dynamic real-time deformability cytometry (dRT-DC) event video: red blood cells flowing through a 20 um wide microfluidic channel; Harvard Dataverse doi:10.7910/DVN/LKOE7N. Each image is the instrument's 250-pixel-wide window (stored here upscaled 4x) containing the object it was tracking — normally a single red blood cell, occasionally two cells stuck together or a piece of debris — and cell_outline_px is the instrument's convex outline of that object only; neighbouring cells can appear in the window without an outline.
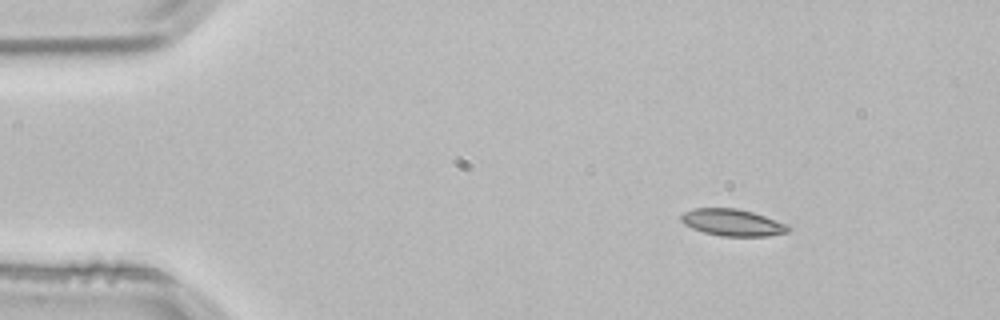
{"species": "common noctule bat (a hibernating species)", "species_latin": "Nyctalus noctula", "temperature_condition": "room temperature", "stored_images_in_passage": 2, "camera_frame_rate_fps": 3000, "um_per_image_px": 0.085, "animal": {"sex": "male", "body_mass_g": 21.5, "forearm_length_mm": 52.0}, "frame": {"image": 1, "passage_image": 1, "time_ms": 0.0, "image_size_px": [1000, 320], "cell_outline_px": [[792, 228], [788, 232], [768, 236], [720, 236], [704, 232], [692, 228], [684, 224], [680, 220], [680, 216], [684, 212], [692, 208], [736, 208], [752, 212], [788, 224]], "centroid_in_image_um": [62.26, 18.91], "position_along_channel_um": 22.7, "area_um2": 16.82}}